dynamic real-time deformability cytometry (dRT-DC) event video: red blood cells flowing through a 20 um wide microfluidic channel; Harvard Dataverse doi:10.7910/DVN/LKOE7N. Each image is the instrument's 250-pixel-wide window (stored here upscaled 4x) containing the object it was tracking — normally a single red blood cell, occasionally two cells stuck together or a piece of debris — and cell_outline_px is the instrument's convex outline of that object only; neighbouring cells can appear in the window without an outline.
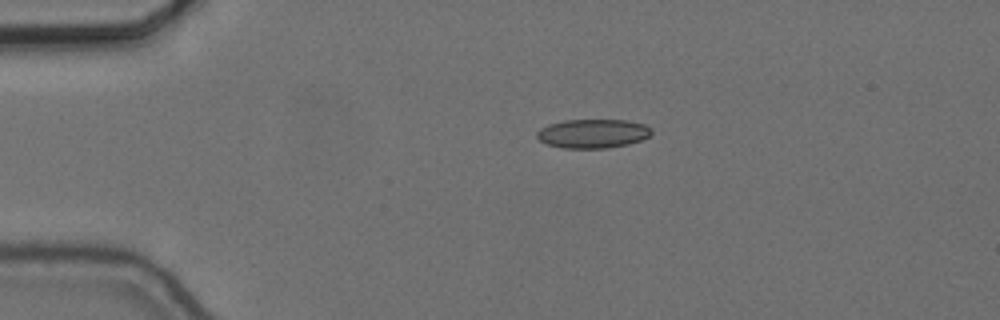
{"species": "common noctule bat (a hibernating species)", "species_latin": "Nyctalus noctula", "temperature_condition": "cold", "stored_images_in_passage": 45, "camera_frame_rate_fps": 3000, "um_per_image_px": 0.085, "animal": {"sex": "female", "body_mass_g": 24.6, "forearm_length_mm": 56.2}, "frame": {"image": 1, "passage_image": 1, "time_ms": 0.0, "image_size_px": [1000, 320], "cell_outline_px": [[652, 132], [648, 136], [640, 140], [628, 144], [604, 148], [564, 148], [548, 144], [540, 140], [536, 136], [536, 132], [540, 128], [548, 124], [564, 120], [628, 120], [644, 124], [652, 128]], "centroid_in_image_um": [50.38, 11.34], "position_along_channel_um": 34.6, "area_um2": 19.31}}
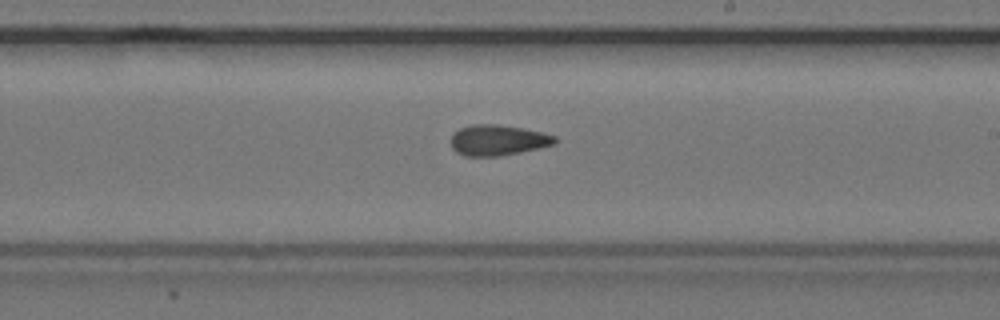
{"frame": {"image": 2, "passage_image": 22, "time_ms": 7.0, "image_size_px": [1000, 320], "cell_outline_px": [[556, 144], [520, 152], [500, 156], [464, 156], [456, 152], [452, 148], [452, 132], [468, 124], [496, 124], [520, 128], [540, 132], [556, 136]], "centroid_in_image_um": [42.28, 11.91], "position_along_channel_um": 246.7, "area_um2": 18.55}}
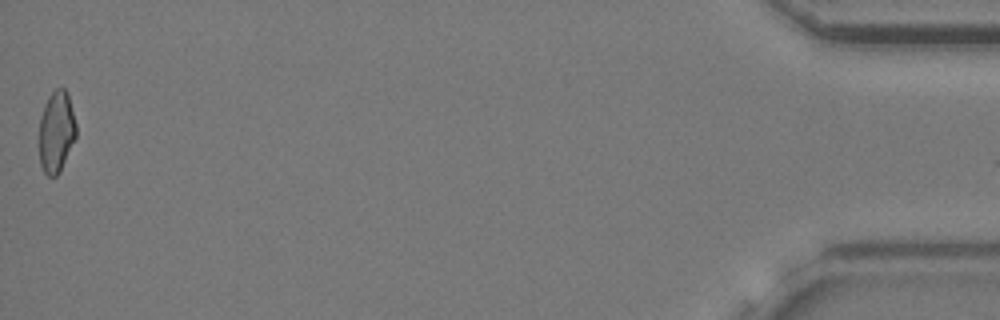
{"frame": {"image": 3, "passage_image": 45, "time_ms": 14.667, "image_size_px": [1000, 320], "cell_outline_px": [[76, 136], [60, 172], [56, 176], [48, 176], [44, 172], [40, 164], [40, 116], [44, 104], [48, 96], [56, 88], [64, 88], [68, 92], [76, 124]], "centroid_in_image_um": [4.79, 11.18], "position_along_channel_um": 430.4, "area_um2": 17.57}, "authors_computed_cell_mechanics": {"area_um2": 18.4382, "velocity_mm_per_s": 3.66, "shape_relaxation_time_tau1_ms": null, "shape_relaxation_time_tau2_ms": 3.5368, "deformation_change_tau1": null, "deformation_change_tau2": 0.1117}}